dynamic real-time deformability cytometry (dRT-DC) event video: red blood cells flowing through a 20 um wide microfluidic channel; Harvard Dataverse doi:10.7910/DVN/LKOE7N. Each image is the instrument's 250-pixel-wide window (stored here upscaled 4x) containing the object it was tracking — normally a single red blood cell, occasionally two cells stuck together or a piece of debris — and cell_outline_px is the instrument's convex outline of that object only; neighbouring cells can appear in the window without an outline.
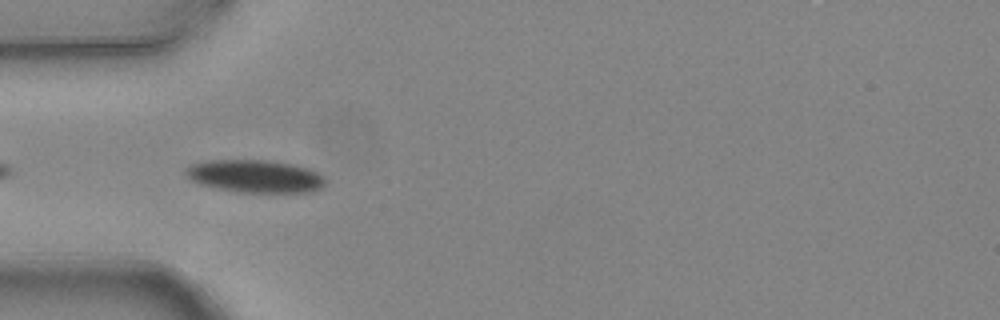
{"species": "common noctule bat (a hibernating species)", "species_latin": "Nyctalus noctula", "temperature_condition": "warm", "stored_images_in_passage": 2, "camera_frame_rate_fps": 3000, "um_per_image_px": 0.085, "animal": {"sex": "female", "body_mass_g": 24.6, "forearm_length_mm": 56.2}, "frame": {"image": 1, "passage_image": 2, "time_ms": 0.333, "image_size_px": [1000, 320], "cell_outline_px": [[324, 184], [320, 188], [312, 192], [240, 192], [216, 188], [200, 184], [192, 180], [184, 172], [184, 168], [192, 164], [208, 160], [264, 160], [296, 164], [308, 168], [324, 176]], "centroid_in_image_um": [21.68, 14.97], "position_along_channel_um": 63.3, "area_um2": 26.59}}